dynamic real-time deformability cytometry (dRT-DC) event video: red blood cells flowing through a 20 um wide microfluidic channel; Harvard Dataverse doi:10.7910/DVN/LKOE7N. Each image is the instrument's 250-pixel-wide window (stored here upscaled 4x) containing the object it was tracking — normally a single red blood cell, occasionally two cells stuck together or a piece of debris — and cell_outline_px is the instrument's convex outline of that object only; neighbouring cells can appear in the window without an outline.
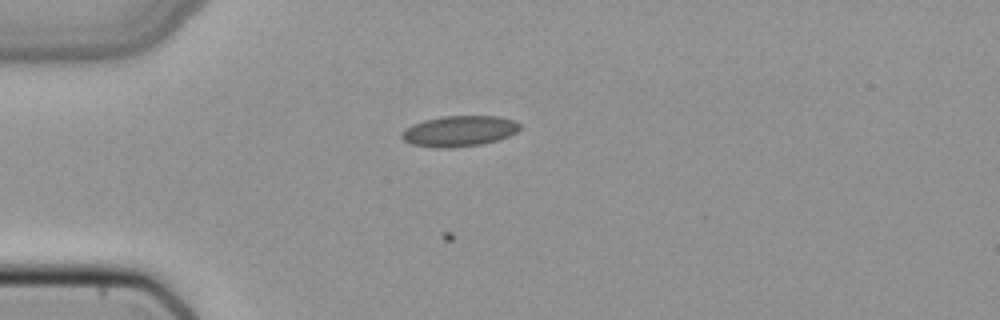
{"species": "common noctule bat (a hibernating species)", "species_latin": "Nyctalus noctula", "temperature_condition": "cold", "stored_images_in_passage": 45, "camera_frame_rate_fps": 3000, "um_per_image_px": 0.085, "animal": {"sex": "female", "body_mass_g": 22.7, "forearm_length_mm": 54.2}, "frame": {"image": 1, "passage_image": 8, "time_ms": 2.333, "image_size_px": [1000, 320], "cell_outline_px": [[520, 128], [516, 132], [508, 136], [496, 140], [480, 144], [452, 148], [436, 148], [412, 144], [404, 140], [400, 136], [404, 128], [412, 124], [424, 120], [440, 116], [496, 116], [516, 120], [520, 124]], "centroid_in_image_um": [39.01, 11.13], "position_along_channel_um": 46.0, "area_um2": 21.21}}
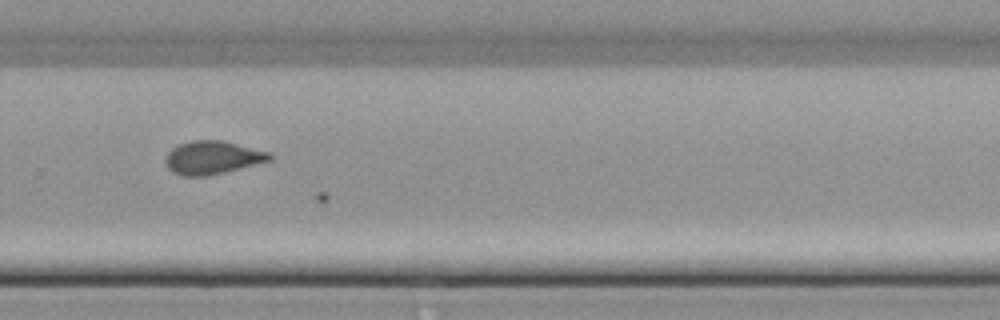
{"frame": {"image": 2, "passage_image": 29, "time_ms": 9.333, "image_size_px": [1000, 320], "cell_outline_px": [[272, 160], [224, 172], [204, 176], [184, 176], [172, 172], [168, 168], [164, 160], [168, 152], [172, 148], [180, 144], [192, 140], [224, 140], [272, 152]], "centroid_in_image_um": [18.08, 13.38], "position_along_channel_um": 311.7, "area_um2": 20.29}}